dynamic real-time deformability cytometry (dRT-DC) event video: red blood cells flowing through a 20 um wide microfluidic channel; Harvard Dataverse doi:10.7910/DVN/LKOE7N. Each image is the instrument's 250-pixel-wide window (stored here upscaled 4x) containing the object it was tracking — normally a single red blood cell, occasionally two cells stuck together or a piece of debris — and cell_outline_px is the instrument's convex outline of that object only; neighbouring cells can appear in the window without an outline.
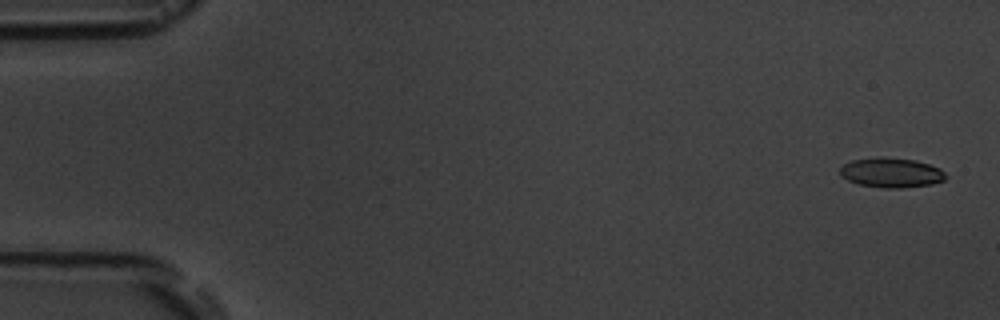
{"species": "common noctule bat (a hibernating species)", "species_latin": "Nyctalus noctula", "temperature_condition": "room temperature", "stored_images_in_passage": 4, "camera_frame_rate_fps": 3000, "um_per_image_px": 0.085, "animal": {"sex": "male", "body_mass_g": 19.5, "forearm_length_mm": 54.6}, "frame": {"image": 1, "passage_image": 1, "time_ms": 0.0, "image_size_px": [1000, 320], "cell_outline_px": [[948, 176], [944, 180], [932, 184], [900, 188], [888, 188], [860, 184], [848, 180], [840, 176], [840, 168], [844, 164], [852, 160], [876, 156], [880, 156], [916, 160], [940, 168]], "centroid_in_image_um": [75.76, 14.66], "position_along_channel_um": 9.2, "area_um2": 18.38}}